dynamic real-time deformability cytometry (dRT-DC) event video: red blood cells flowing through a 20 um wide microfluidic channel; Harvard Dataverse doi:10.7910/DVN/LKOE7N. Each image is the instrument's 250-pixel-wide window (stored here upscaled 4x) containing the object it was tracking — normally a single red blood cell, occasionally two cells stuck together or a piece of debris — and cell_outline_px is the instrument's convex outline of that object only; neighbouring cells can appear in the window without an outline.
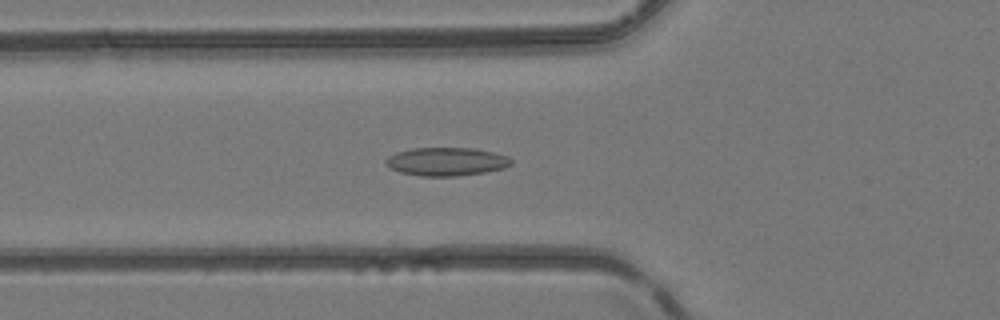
{"species": "common noctule bat (a hibernating species)", "species_latin": "Nyctalus noctula", "temperature_condition": "room temperature", "stored_images_in_passage": 51, "camera_frame_rate_fps": 3000, "um_per_image_px": 0.085, "animal": {"sex": "female", "body_mass_g": 24.6, "forearm_length_mm": 56.2}, "frame": {"image": 1, "passage_image": 19, "time_ms": 6.0, "image_size_px": [1000, 320], "cell_outline_px": [[512, 164], [504, 168], [484, 172], [456, 176], [420, 176], [400, 172], [384, 164], [384, 160], [388, 156], [396, 152], [412, 148], [476, 148], [508, 156], [512, 160]], "centroid_in_image_um": [37.93, 13.73], "position_along_channel_um": 87.9, "area_um2": 20.75}}
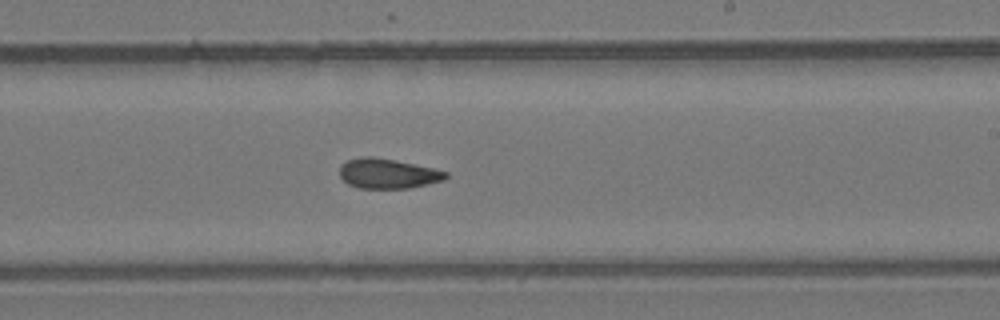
{"frame": {"image": 2, "passage_image": 31, "time_ms": 10.0, "image_size_px": [1000, 320], "cell_outline_px": [[448, 176], [444, 180], [428, 184], [408, 188], [356, 188], [348, 184], [340, 176], [340, 164], [348, 160], [360, 156], [372, 156], [396, 160], [432, 168], [448, 172]], "centroid_in_image_um": [32.94, 14.75], "position_along_channel_um": 256.1, "area_um2": 18.55}}
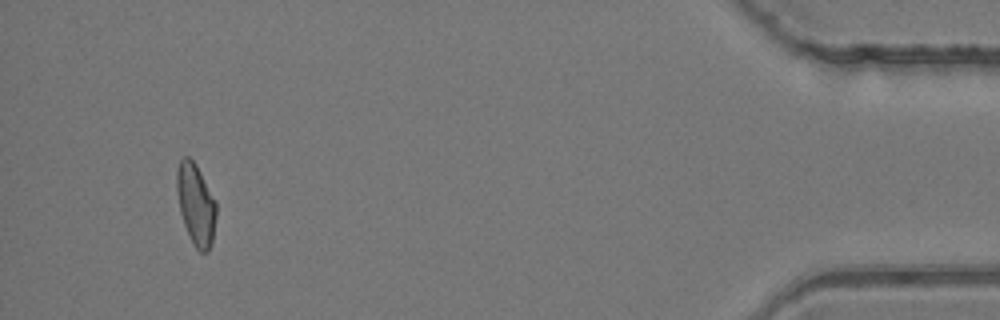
{"frame": {"image": 3, "passage_image": 48, "time_ms": 15.667, "image_size_px": [1000, 320], "cell_outline_px": [[216, 216], [212, 244], [208, 252], [200, 252], [192, 244], [184, 224], [180, 212], [176, 188], [176, 172], [180, 160], [184, 156], [188, 156], [196, 164], [216, 200]], "centroid_in_image_um": [16.65, 17.38], "position_along_channel_um": 418.6, "area_um2": 18.9}, "authors_computed_cell_mechanics": {"area_um2": 19.074, "velocity_mm_per_s": 4.1902, "shape_relaxation_time_tau1_ms": null, "shape_relaxation_time_tau2_ms": 3.7254, "deformation_change_tau1": null, "deformation_change_tau2": 0.1158}}